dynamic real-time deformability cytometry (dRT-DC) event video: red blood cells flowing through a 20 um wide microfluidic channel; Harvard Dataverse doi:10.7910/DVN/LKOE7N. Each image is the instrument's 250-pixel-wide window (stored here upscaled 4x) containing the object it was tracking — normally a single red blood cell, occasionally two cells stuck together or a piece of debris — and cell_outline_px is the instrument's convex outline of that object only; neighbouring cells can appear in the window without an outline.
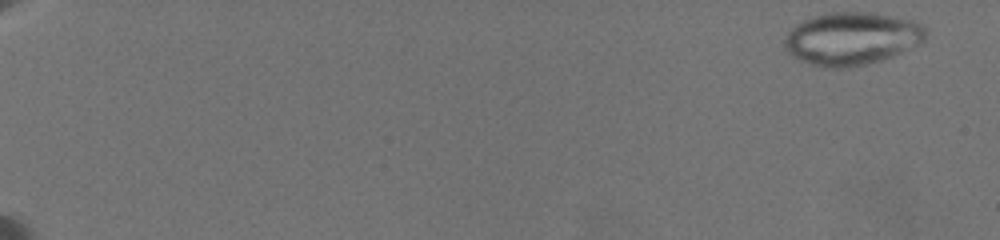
{"species": "common noctule bat (a hibernating species)", "species_latin": "Nyctalus noctula", "temperature_condition": "warm", "stored_images_in_passage": 28, "camera_frame_rate_fps": 3000, "um_per_image_px": 0.085, "animal": {"sex": "female", "body_mass_g": 19.5, "forearm_length_mm": 54.1}, "frame": {"image": 1, "passage_image": 1, "time_ms": 0.0, "image_size_px": [1000, 240], "cell_outline_px": [[928, 32], [924, 40], [892, 56], [880, 60], [848, 68], [836, 68], [812, 64], [800, 60], [792, 56], [784, 48], [784, 36], [796, 24], [804, 20], [816, 16], [832, 12], [872, 12], [912, 20], [920, 24]], "centroid_in_image_um": [72.37, 3.27], "position_along_channel_um": 12.6, "area_um2": 43.0}}
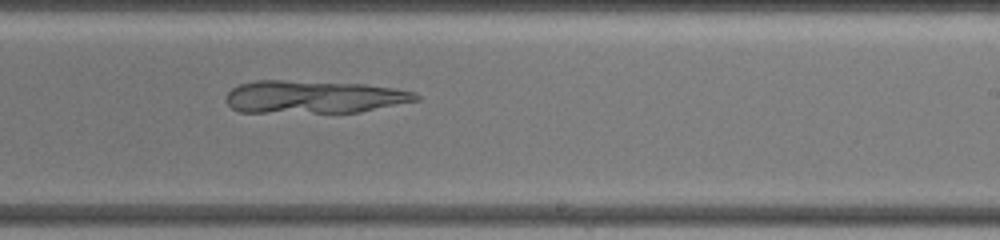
{"frame": {"image": 2, "passage_image": 17, "time_ms": 13.0, "image_size_px": [1000, 240], "cell_outline_px": [[420, 100], [360, 112], [240, 112], [232, 108], [224, 100], [228, 92], [232, 88], [240, 84], [256, 80], [284, 80], [364, 84], [396, 88], [416, 92], [420, 96]], "centroid_in_image_um": [26.69, 8.23], "position_along_channel_um": 262.3, "area_um2": 36.41}}
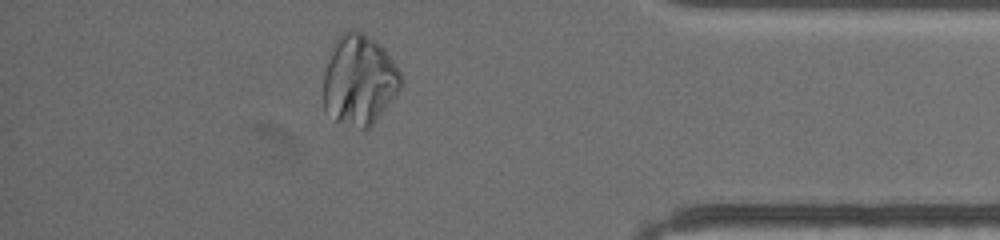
{"frame": {"image": 3, "passage_image": 24, "time_ms": 17.667, "image_size_px": [1000, 240], "cell_outline_px": [[404, 80], [396, 96], [372, 124], [368, 128], [364, 128], [336, 120], [324, 112], [324, 72], [328, 56], [336, 36], [348, 28], [352, 28], [376, 40], [384, 48], [400, 72]], "centroid_in_image_um": [30.52, 6.75], "position_along_channel_um": 404.7, "area_um2": 40.98}}